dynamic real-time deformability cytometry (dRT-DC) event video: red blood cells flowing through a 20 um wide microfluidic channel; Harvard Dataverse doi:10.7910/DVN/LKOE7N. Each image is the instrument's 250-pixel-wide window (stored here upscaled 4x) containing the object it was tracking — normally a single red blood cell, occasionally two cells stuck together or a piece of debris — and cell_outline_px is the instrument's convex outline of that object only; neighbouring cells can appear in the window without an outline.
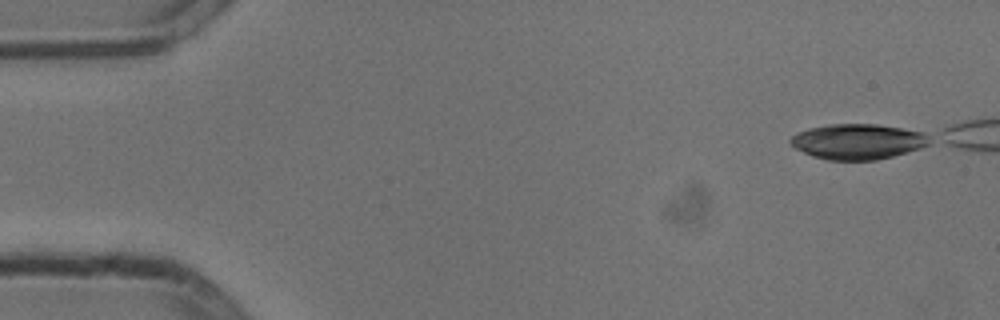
{"species": "common noctule bat (a hibernating species)", "species_latin": "Nyctalus noctula", "temperature_condition": "cold", "stored_images_in_passage": 45, "camera_frame_rate_fps": 3000, "um_per_image_px": 0.085, "animal": {"sex": "male", "body_mass_g": 13.3}, "frame": {"image": 1, "passage_image": 1, "time_ms": 0.0, "image_size_px": [1000, 320], "cell_outline_px": [[928, 144], [892, 156], [876, 160], [828, 160], [804, 152], [796, 148], [792, 144], [792, 136], [800, 132], [812, 128], [832, 124], [876, 124], [900, 128], [920, 132], [924, 136]], "centroid_in_image_um": [72.86, 12.03], "position_along_channel_um": 12.1, "area_um2": 27.51}}
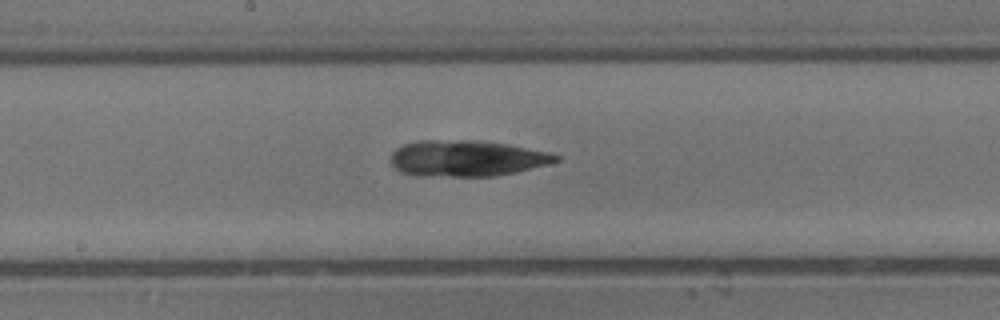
{"frame": {"image": 2, "passage_image": 26, "time_ms": 8.333, "image_size_px": [1000, 320], "cell_outline_px": [[560, 160], [512, 172], [492, 176], [416, 176], [400, 172], [392, 164], [392, 152], [396, 148], [404, 144], [420, 140], [476, 140], [508, 144], [548, 152], [560, 156]], "centroid_in_image_um": [39.6, 13.45], "position_along_channel_um": 208.6, "area_um2": 34.39}}
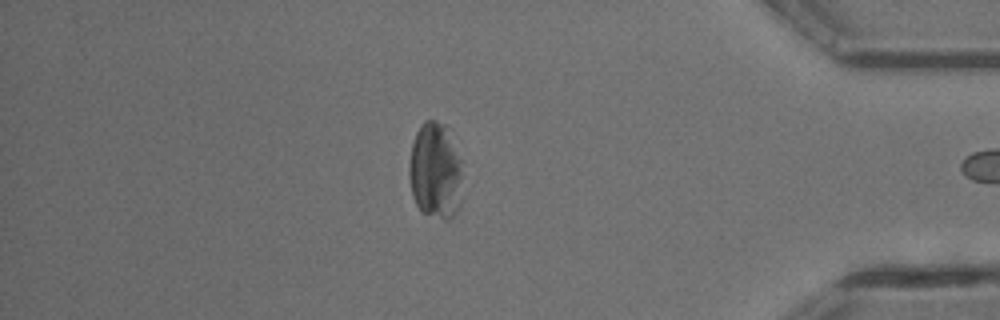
{"frame": {"image": 3, "passage_image": 44, "time_ms": 14.333, "image_size_px": [1000, 320], "cell_outline_px": [[460, 204], [456, 212], [448, 220], [444, 220], [420, 212], [412, 196], [408, 172], [408, 168], [412, 144], [416, 132], [420, 124], [424, 120], [436, 120], [444, 124], [460, 160]], "centroid_in_image_um": [36.95, 14.55], "position_along_channel_um": 398.2, "area_um2": 29.82}}